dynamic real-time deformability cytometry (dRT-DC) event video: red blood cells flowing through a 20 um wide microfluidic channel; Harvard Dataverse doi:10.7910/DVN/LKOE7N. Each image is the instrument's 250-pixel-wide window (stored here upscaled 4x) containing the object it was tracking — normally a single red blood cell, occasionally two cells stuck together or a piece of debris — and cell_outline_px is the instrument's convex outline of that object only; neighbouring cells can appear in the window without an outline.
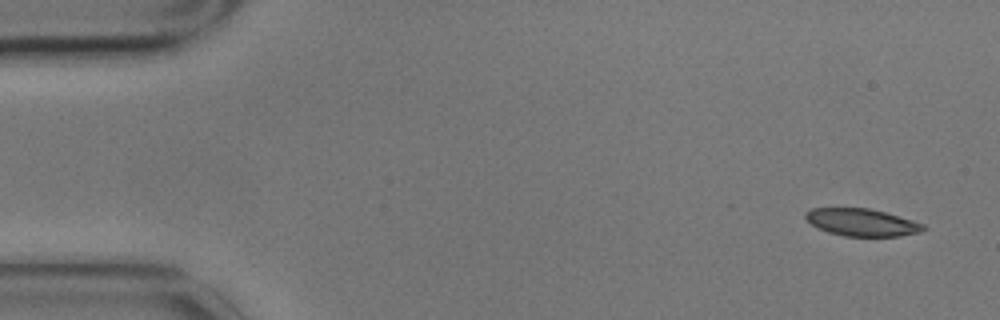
{"species": "common noctule bat (a hibernating species)", "species_latin": "Nyctalus noctula", "temperature_condition": "cold", "stored_images_in_passage": 10, "camera_frame_rate_fps": 3000, "um_per_image_px": 0.085, "animal": {"sex": "male", "body_mass_g": 17.9}, "frame": {"image": 1, "passage_image": 1, "time_ms": 0.0, "image_size_px": [1000, 320], "cell_outline_px": [[928, 228], [920, 232], [900, 236], [844, 236], [828, 232], [812, 224], [804, 216], [804, 212], [812, 208], [868, 208], [884, 212], [912, 220], [924, 224]], "centroid_in_image_um": [73.27, 18.9], "position_along_channel_um": 11.7, "area_um2": 18.67}}
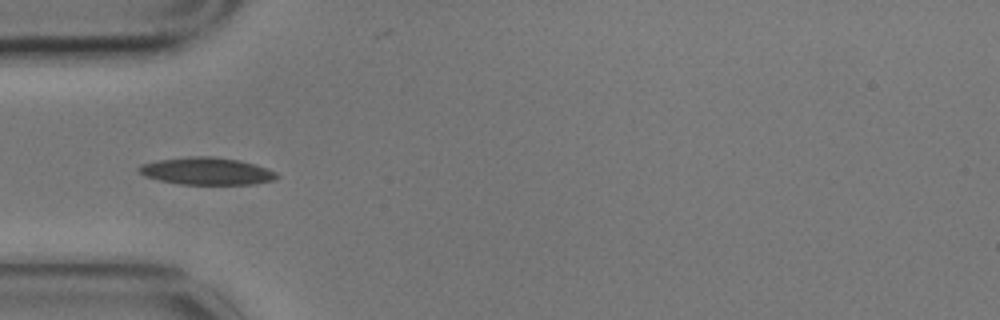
{"frame": {"image": 2, "passage_image": 4, "time_ms": 1.0, "image_size_px": [1000, 320], "cell_outline_px": [[280, 176], [276, 180], [256, 184], [180, 184], [160, 180], [148, 176], [140, 172], [136, 168], [140, 164], [160, 160], [188, 156], [212, 156], [240, 160], [268, 168], [276, 172]], "centroid_in_image_um": [17.63, 14.54], "position_along_channel_um": 67.4, "area_um2": 21.96}}